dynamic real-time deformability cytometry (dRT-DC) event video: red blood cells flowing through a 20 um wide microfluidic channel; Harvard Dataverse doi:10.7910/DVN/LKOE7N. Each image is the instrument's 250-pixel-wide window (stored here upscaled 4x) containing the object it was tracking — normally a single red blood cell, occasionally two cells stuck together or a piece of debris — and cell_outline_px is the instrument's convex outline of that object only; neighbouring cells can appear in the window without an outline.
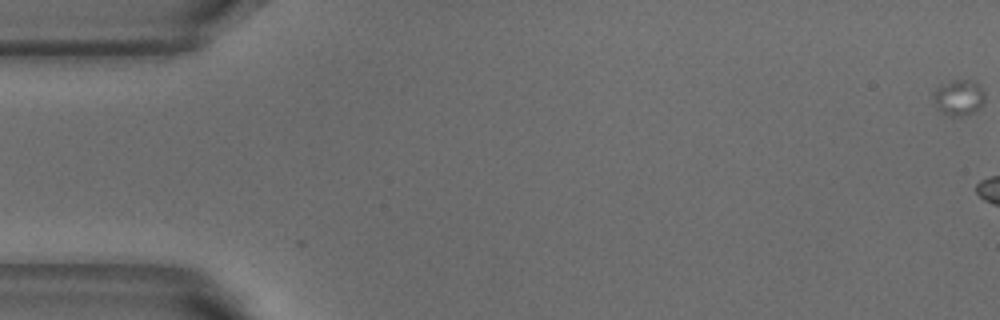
{"species": "common noctule bat (a hibernating species)", "species_latin": "Nyctalus noctula", "temperature_condition": "warm", "stored_images_in_passage": 3, "camera_frame_rate_fps": 3000, "um_per_image_px": 0.085, "animal": {"sex": "male", "body_mass_g": 18.8}, "frame": {"image": 1, "passage_image": 1, "time_ms": 0.0, "image_size_px": [1000, 320], "cell_outline_px": [[984, 104], [980, 108], [972, 112], [960, 116], [948, 116], [940, 108], [936, 100], [936, 88], [952, 80], [972, 80], [980, 84], [984, 88]], "centroid_in_image_um": [81.61, 8.27], "position_along_channel_um": 3.4, "area_um2": 10.35}}